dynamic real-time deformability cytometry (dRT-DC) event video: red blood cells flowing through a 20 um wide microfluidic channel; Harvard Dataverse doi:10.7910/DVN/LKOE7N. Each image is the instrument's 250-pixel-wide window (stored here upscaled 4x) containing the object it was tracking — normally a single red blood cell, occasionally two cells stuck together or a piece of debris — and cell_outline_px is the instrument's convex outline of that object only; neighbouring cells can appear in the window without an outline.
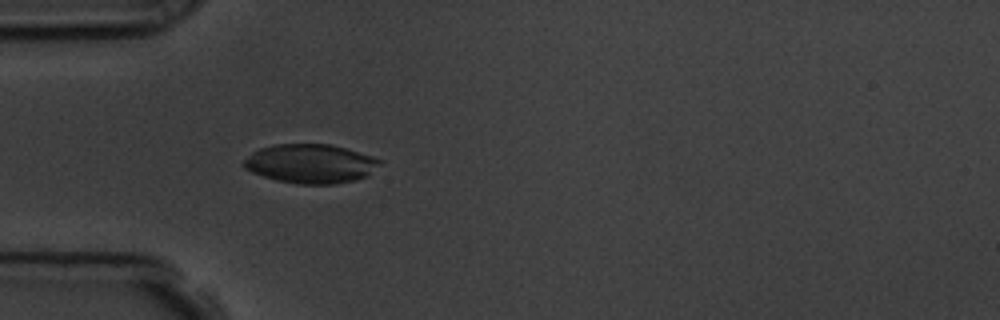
{"species": "common noctule bat (a hibernating species)", "species_latin": "Nyctalus noctula", "temperature_condition": "room temperature", "stored_images_in_passage": 51, "camera_frame_rate_fps": 3000, "um_per_image_px": 0.085, "animal": {"sex": "male", "body_mass_g": 19.5, "forearm_length_mm": 54.6}, "frame": {"image": 1, "passage_image": 11, "time_ms": 3.333, "image_size_px": [1000, 320], "cell_outline_px": [[384, 160], [368, 176], [356, 180], [336, 184], [296, 184], [276, 180], [252, 172], [244, 168], [240, 164], [252, 152], [260, 148], [272, 144], [332, 144], [372, 156]], "centroid_in_image_um": [26.4, 13.91], "position_along_channel_um": 58.6, "area_um2": 31.27}}
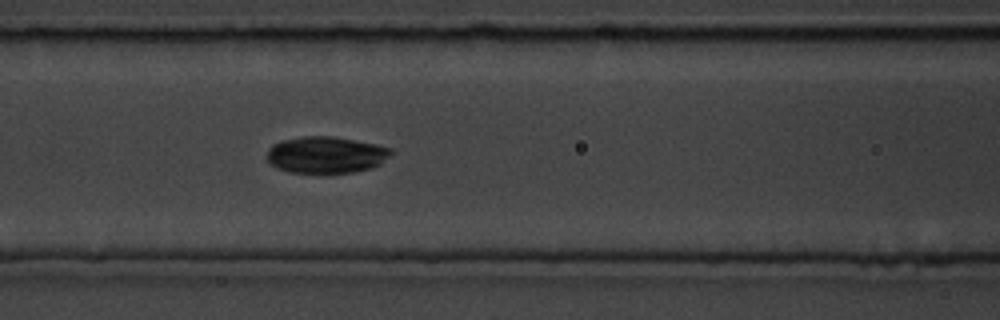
{"frame": {"image": 2, "passage_image": 18, "time_ms": 5.667, "image_size_px": [1000, 320], "cell_outline_px": [[396, 152], [380, 164], [372, 168], [356, 172], [288, 172], [276, 168], [268, 160], [268, 148], [272, 144], [284, 140], [304, 136], [332, 136], [376, 144], [392, 148]], "centroid_in_image_um": [27.76, 13.15], "position_along_channel_um": 138.8, "area_um2": 26.53}}
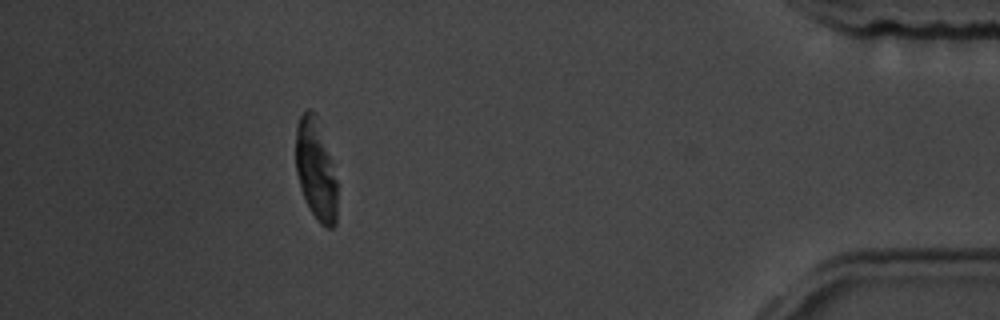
{"frame": {"image": 3, "passage_image": 45, "time_ms": 14.667, "image_size_px": [1000, 320], "cell_outline_px": [[336, 224], [332, 228], [328, 228], [320, 224], [316, 220], [308, 208], [300, 188], [296, 172], [296, 124], [300, 116], [308, 108], [312, 108], [316, 112], [336, 180]], "centroid_in_image_um": [26.81, 14.43], "position_along_channel_um": 408.4, "area_um2": 24.28}, "authors_computed_cell_mechanics": {"area_um2": 27.3972, "velocity_mm_per_s": 3.585, "shape_relaxation_time_tau1_ms": 2.71, "shape_relaxation_time_tau2_ms": null, "deformation_change_tau1": 0.1098, "deformation_change_tau2": null}}